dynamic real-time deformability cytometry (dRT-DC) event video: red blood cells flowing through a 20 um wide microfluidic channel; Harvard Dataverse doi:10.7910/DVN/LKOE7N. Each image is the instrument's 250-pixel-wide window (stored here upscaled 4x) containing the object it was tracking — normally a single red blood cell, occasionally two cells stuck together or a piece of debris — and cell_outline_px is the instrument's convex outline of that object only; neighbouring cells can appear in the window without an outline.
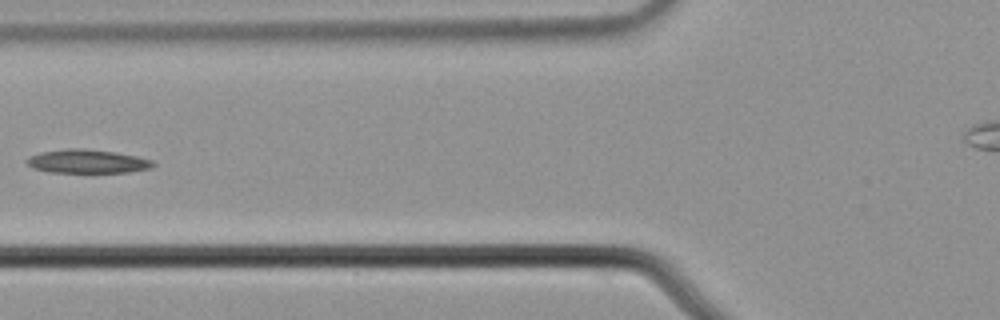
{"species": "common noctule bat (a hibernating species)", "species_latin": "Nyctalus noctula", "temperature_condition": "cold", "stored_images_in_passage": 7, "camera_frame_rate_fps": 3000, "um_per_image_px": 0.085, "animal": {"sex": "male", "body_mass_g": 21.5, "forearm_length_mm": 52.0}, "frame": {"image": 1, "passage_image": 7, "time_ms": 2.0, "image_size_px": [1000, 320], "cell_outline_px": [[156, 164], [152, 168], [128, 172], [48, 172], [32, 168], [24, 160], [28, 156], [40, 152], [68, 148], [80, 148], [116, 152], [136, 156], [152, 160]], "centroid_in_image_um": [7.39, 13.71], "position_along_channel_um": 118.4, "area_um2": 17.51}}